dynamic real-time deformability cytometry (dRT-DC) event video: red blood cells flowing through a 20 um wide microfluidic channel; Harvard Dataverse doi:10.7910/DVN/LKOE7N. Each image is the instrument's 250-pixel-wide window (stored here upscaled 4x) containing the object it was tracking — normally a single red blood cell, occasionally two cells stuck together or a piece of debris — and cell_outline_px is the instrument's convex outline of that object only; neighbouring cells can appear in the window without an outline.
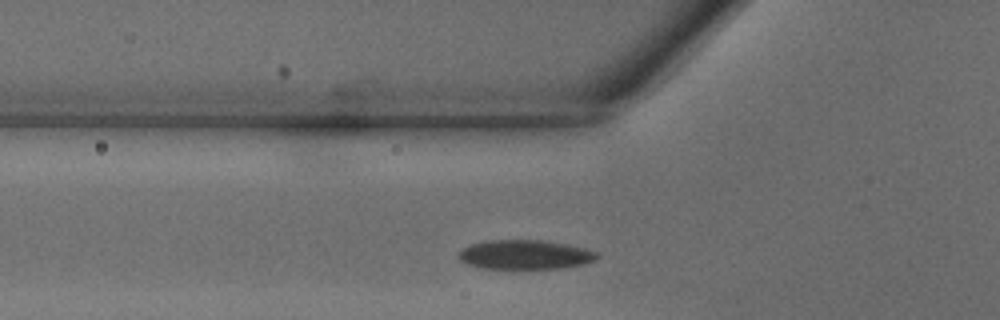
{"species": "common noctule bat (a hibernating species)", "species_latin": "Nyctalus noctula", "temperature_condition": "warm", "stored_images_in_passage": 22, "camera_frame_rate_fps": 3000, "um_per_image_px": 0.085, "animal": {"sex": "male", "body_mass_g": 18.8}, "frame": {"image": 1, "passage_image": 3, "time_ms": 0.667, "image_size_px": [1000, 320], "cell_outline_px": [[600, 256], [596, 260], [584, 264], [560, 268], [480, 268], [464, 264], [456, 256], [468, 244], [484, 240], [544, 240], [568, 244], [584, 248], [596, 252]], "centroid_in_image_um": [44.59, 21.64], "position_along_channel_um": 81.2, "area_um2": 23.87}}
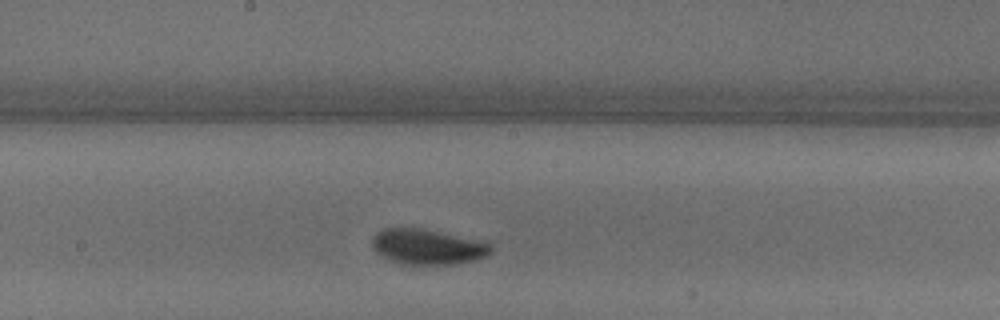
{"frame": {"image": 2, "passage_image": 11, "time_ms": 3.333, "image_size_px": [1000, 320], "cell_outline_px": [[492, 252], [488, 256], [472, 260], [452, 264], [400, 264], [376, 252], [372, 248], [372, 236], [376, 232], [384, 228], [416, 228], [488, 240], [492, 244]], "centroid_in_image_um": [36.4, 20.96], "position_along_channel_um": 211.8, "area_um2": 24.68}}
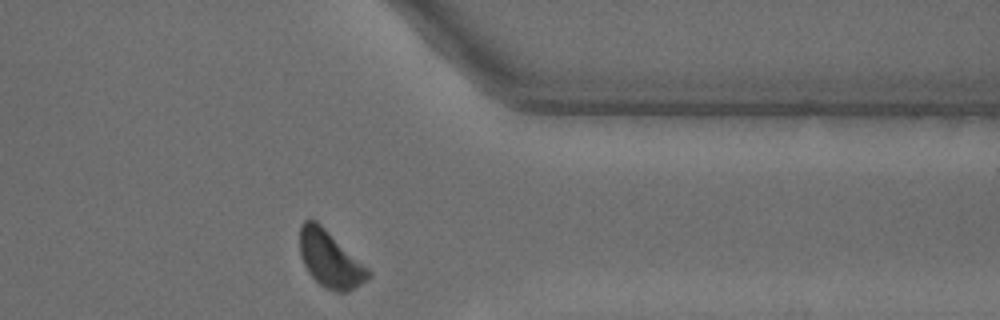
{"frame": {"image": 3, "passage_image": 22, "time_ms": 7.0, "image_size_px": [1000, 320], "cell_outline_px": [[372, 272], [360, 284], [348, 292], [336, 292], [324, 288], [308, 272], [300, 256], [300, 224], [304, 220], [316, 220], [368, 268]], "centroid_in_image_um": [28.02, 22.03], "position_along_channel_um": 383.4, "area_um2": 22.2}}